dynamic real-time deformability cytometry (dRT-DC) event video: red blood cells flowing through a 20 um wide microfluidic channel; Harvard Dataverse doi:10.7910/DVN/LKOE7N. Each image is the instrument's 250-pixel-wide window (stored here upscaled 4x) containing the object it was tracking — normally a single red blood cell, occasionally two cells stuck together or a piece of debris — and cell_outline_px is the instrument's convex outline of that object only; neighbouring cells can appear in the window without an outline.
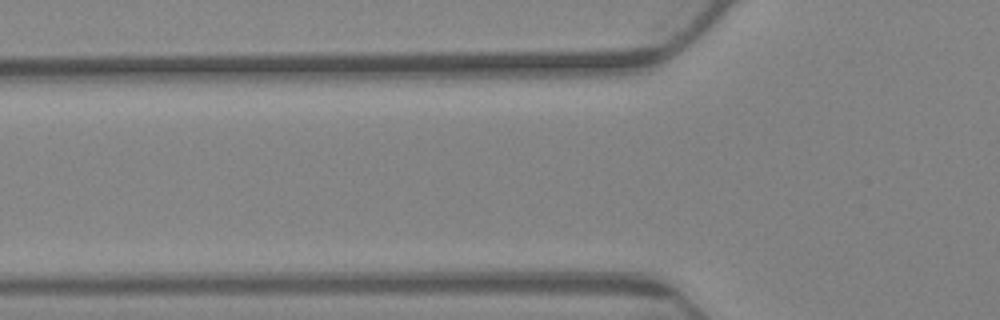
{"species": "Egyptian fruit bat (a non-hibernating species)", "species_latin": "Rousettus aegyptiacus", "temperature_condition": "warm", "stored_images_in_passage": 3, "camera_frame_rate_fps": 3000, "um_per_image_px": 0.085, "animal": {"sex": "female"}, "frame": {"image": 1, "passage_image": 2, "time_ms": 0.333, "image_size_px": [1000, 320], "cell_outline_px": [[560, 212], [544, 220], [448, 220], [416, 216], [424, 208], [480, 204], [508, 204], [544, 208]], "centroid_in_image_um": [41.47, 18.07], "position_along_channel_um": 84.3, "area_um2": 13.24}}